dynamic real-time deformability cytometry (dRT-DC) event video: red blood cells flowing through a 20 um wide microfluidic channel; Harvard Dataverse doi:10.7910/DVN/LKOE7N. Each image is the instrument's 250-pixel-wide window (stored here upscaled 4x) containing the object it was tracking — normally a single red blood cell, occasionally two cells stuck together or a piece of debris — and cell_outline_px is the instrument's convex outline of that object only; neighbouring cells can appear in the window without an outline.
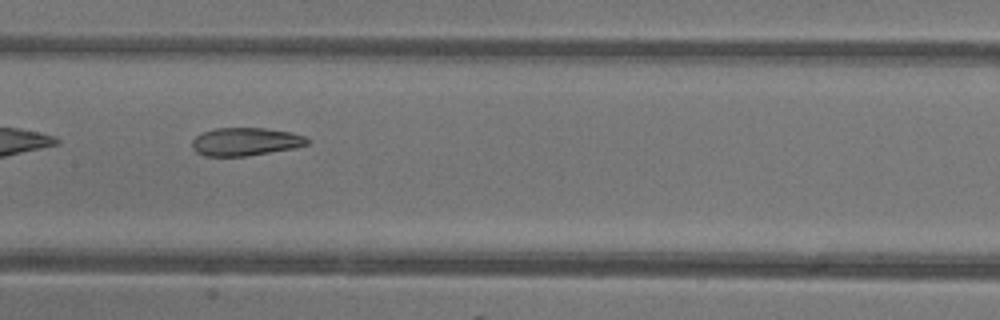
{"species": "common noctule bat (a hibernating species)", "species_latin": "Nyctalus noctula", "temperature_condition": "warm", "stored_images_in_passage": 28, "camera_frame_rate_fps": 3000, "um_per_image_px": 0.085, "animal": {"sex": "female"}, "frame": {"image": 1, "passage_image": 9, "time_ms": 2.667, "image_size_px": [1000, 320], "cell_outline_px": [[312, 144], [296, 148], [248, 156], [204, 156], [196, 152], [192, 148], [192, 140], [200, 132], [216, 128], [264, 128], [292, 132], [304, 136], [312, 140]], "centroid_in_image_um": [20.91, 12.04], "position_along_channel_um": 186.5, "area_um2": 19.25}}